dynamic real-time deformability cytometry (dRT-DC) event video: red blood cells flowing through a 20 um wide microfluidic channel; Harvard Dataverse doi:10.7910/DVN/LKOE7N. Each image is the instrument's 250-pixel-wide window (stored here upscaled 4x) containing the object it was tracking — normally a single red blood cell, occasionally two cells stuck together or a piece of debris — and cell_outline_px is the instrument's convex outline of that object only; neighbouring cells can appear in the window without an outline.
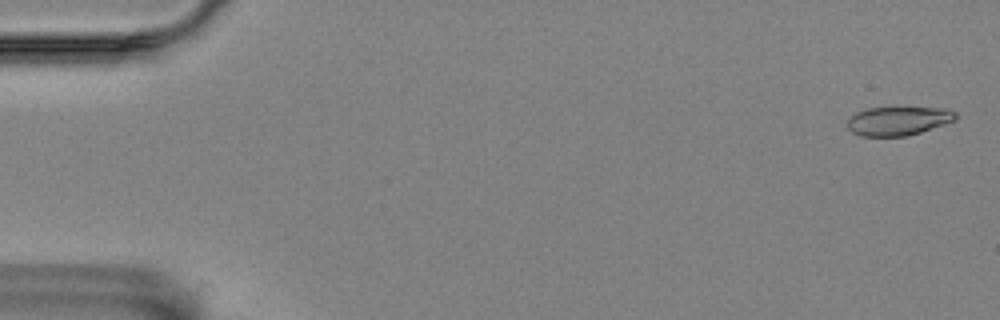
{"species": "Egyptian fruit bat (a non-hibernating species)", "species_latin": "Rousettus aegyptiacus", "temperature_condition": "room temperature", "stored_images_in_passage": 3, "camera_frame_rate_fps": 3000, "um_per_image_px": 0.085, "animal": {"sex": "female"}, "frame": {"image": 1, "passage_image": 1, "time_ms": 0.0, "image_size_px": [1000, 320], "cell_outline_px": [[956, 120], [908, 136], [860, 136], [852, 132], [848, 128], [848, 120], [856, 112], [868, 108], [948, 108], [956, 112]], "centroid_in_image_um": [76.36, 10.28], "position_along_channel_um": 8.6, "area_um2": 18.03}}